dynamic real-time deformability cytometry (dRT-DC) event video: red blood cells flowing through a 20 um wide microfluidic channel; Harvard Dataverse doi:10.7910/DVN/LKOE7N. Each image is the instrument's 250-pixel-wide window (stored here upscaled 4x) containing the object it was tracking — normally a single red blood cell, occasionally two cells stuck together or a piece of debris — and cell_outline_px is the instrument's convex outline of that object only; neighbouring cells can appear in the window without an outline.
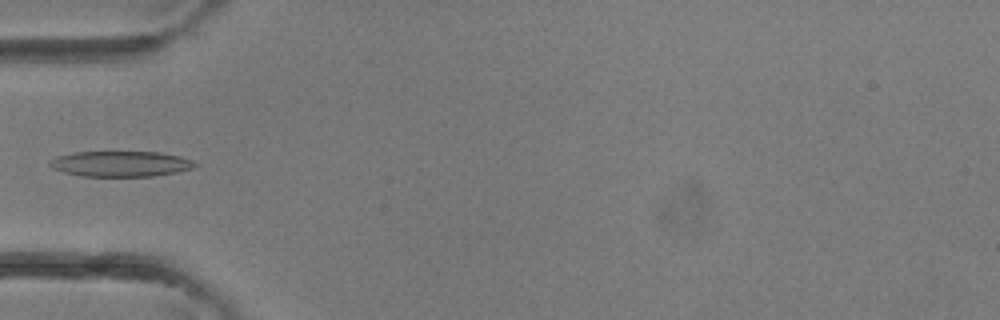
{"species": "common noctule bat (a hibernating species)", "species_latin": "Nyctalus noctula", "temperature_condition": "room temperature", "stored_images_in_passage": 4, "camera_frame_rate_fps": 3000, "um_per_image_px": 0.085, "animal": {"sex": "female"}, "frame": {"image": 1, "passage_image": 4, "time_ms": 1.0, "image_size_px": [1000, 320], "cell_outline_px": [[200, 164], [192, 168], [176, 172], [152, 176], [80, 176], [64, 172], [52, 168], [48, 164], [56, 156], [72, 152], [160, 152], [180, 156], [192, 160]], "centroid_in_image_um": [10.26, 13.92], "position_along_channel_um": 74.7, "area_um2": 21.62}}